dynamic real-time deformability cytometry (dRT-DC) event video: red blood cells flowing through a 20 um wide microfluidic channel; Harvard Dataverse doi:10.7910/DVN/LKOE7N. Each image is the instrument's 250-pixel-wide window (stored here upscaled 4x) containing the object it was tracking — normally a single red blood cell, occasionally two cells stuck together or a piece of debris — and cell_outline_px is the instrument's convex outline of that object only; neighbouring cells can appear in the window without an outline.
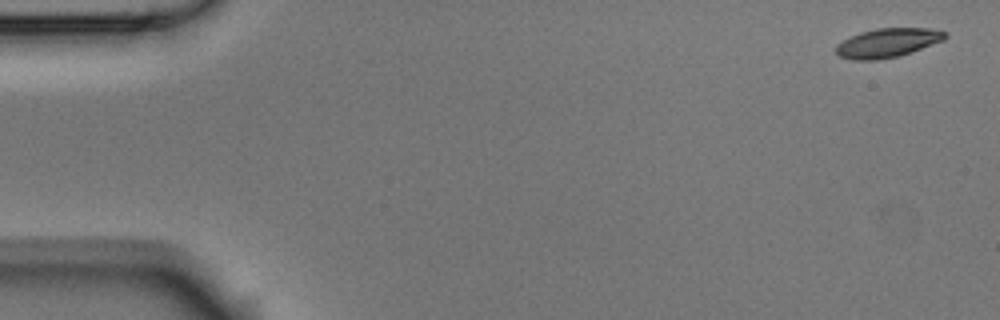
{"species": "Egyptian fruit bat (a non-hibernating species)", "species_latin": "Rousettus aegyptiacus", "temperature_condition": "room temperature", "stored_images_in_passage": 5, "camera_frame_rate_fps": 3000, "um_per_image_px": 0.085, "animal": {"sex": "male"}, "frame": {"image": 1, "passage_image": 1, "time_ms": 0.0, "image_size_px": [1000, 320], "cell_outline_px": [[948, 36], [944, 40], [912, 52], [900, 56], [880, 60], [852, 60], [840, 56], [836, 52], [836, 44], [860, 32], [876, 28], [928, 28], [948, 32]], "centroid_in_image_um": [75.47, 3.64], "position_along_channel_um": 9.5, "area_um2": 18.61}}
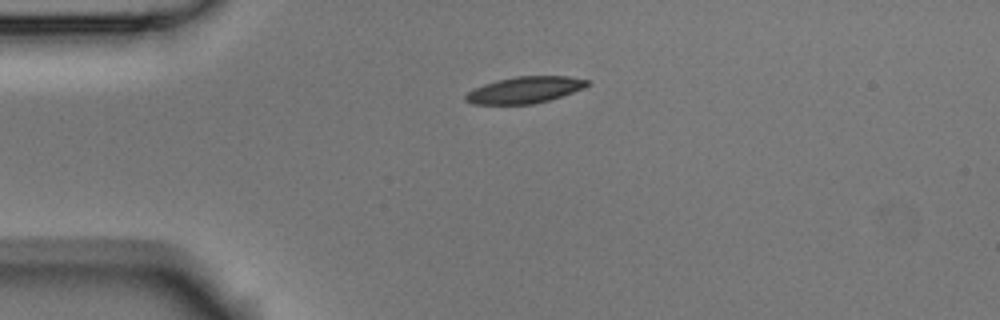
{"frame": {"image": 2, "passage_image": 4, "time_ms": 1.0, "image_size_px": [1000, 320], "cell_outline_px": [[588, 84], [584, 88], [548, 100], [532, 104], [472, 104], [464, 100], [464, 96], [472, 88], [496, 80], [516, 76], [568, 76], [588, 80]], "centroid_in_image_um": [44.55, 7.64], "position_along_channel_um": 40.5, "area_um2": 18.73}}